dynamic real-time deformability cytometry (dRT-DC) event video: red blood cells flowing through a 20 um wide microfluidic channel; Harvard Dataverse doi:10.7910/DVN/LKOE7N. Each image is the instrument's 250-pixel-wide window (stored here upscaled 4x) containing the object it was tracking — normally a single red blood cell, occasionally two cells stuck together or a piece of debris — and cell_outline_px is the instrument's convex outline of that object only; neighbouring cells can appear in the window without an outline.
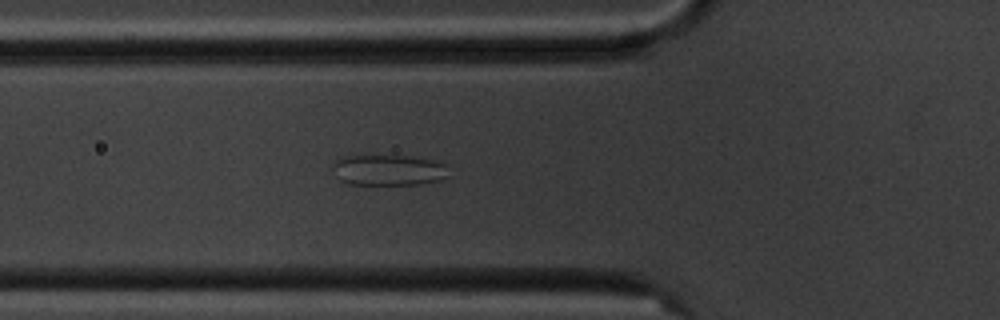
{"species": "common noctule bat (a hibernating species)", "species_latin": "Nyctalus noctula", "temperature_condition": "cold", "stored_images_in_passage": 4, "camera_frame_rate_fps": 3000, "um_per_image_px": 0.085, "animal": {"sex": "male", "body_mass_g": 20.1, "forearm_length_mm": 53.5}, "frame": {"image": 1, "passage_image": 4, "time_ms": 3.333, "image_size_px": [1000, 320], "cell_outline_px": [[452, 176], [444, 180], [420, 184], [348, 184], [340, 180], [336, 176], [332, 164], [340, 156], [364, 152], [412, 156], [444, 160], [448, 164]], "centroid_in_image_um": [33.11, 14.39], "position_along_channel_um": 92.7, "area_um2": 22.66}}